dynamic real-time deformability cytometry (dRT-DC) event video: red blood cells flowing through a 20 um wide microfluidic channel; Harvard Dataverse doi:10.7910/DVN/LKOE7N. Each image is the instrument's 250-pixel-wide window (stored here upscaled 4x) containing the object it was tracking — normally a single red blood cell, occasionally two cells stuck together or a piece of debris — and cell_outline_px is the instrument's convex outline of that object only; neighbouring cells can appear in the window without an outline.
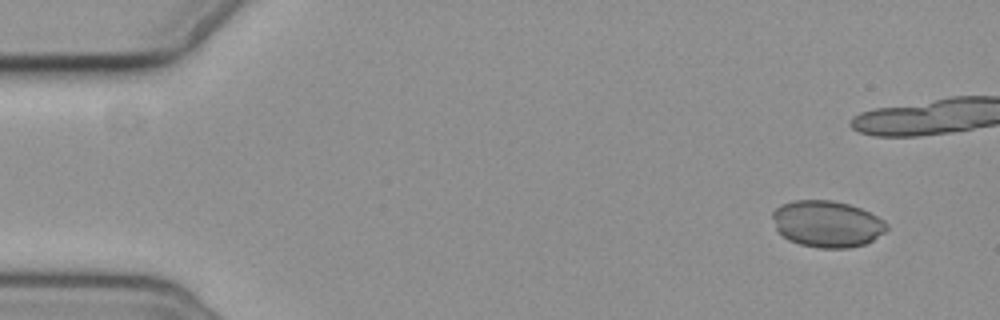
{"species": "common noctule bat (a hibernating species)", "species_latin": "Nyctalus noctula", "temperature_condition": "cold", "stored_images_in_passage": 17, "camera_frame_rate_fps": 3000, "um_per_image_px": 0.085, "animal": {"sex": "female", "body_mass_g": 19.3, "forearm_length_mm": 54.1}, "frame": {"image": 1, "passage_image": 2, "time_ms": 1.0, "image_size_px": [1000, 320], "cell_outline_px": [[888, 228], [884, 232], [872, 240], [864, 244], [848, 248], [816, 248], [800, 244], [788, 240], [776, 228], [772, 216], [772, 212], [780, 204], [792, 200], [832, 200], [848, 204], [860, 208], [884, 220], [888, 224]], "centroid_in_image_um": [70.28, 19.02], "position_along_channel_um": 14.7, "area_um2": 30.92}}
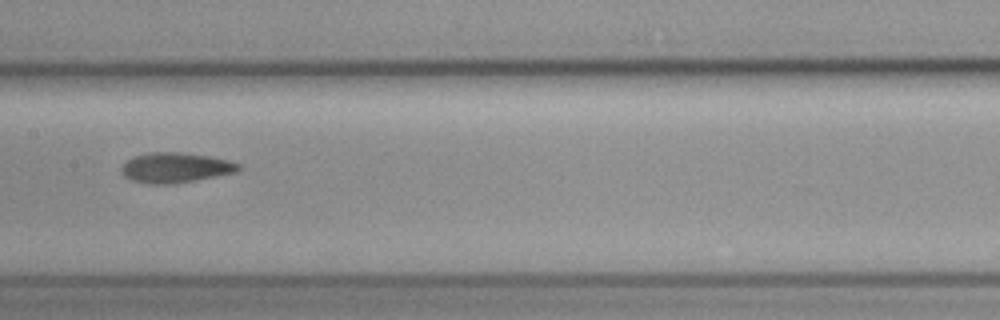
{"frame": {"image": 2, "passage_image": 10, "time_ms": 11.333, "image_size_px": [1000, 320], "cell_outline_px": [[240, 168], [236, 172], [196, 180], [172, 184], [148, 184], [132, 180], [124, 176], [120, 172], [120, 168], [128, 160], [136, 156], [152, 152], [180, 152], [208, 156], [228, 160], [240, 164]], "centroid_in_image_um": [14.9, 14.26], "position_along_channel_um": 192.5, "area_um2": 20.4}}
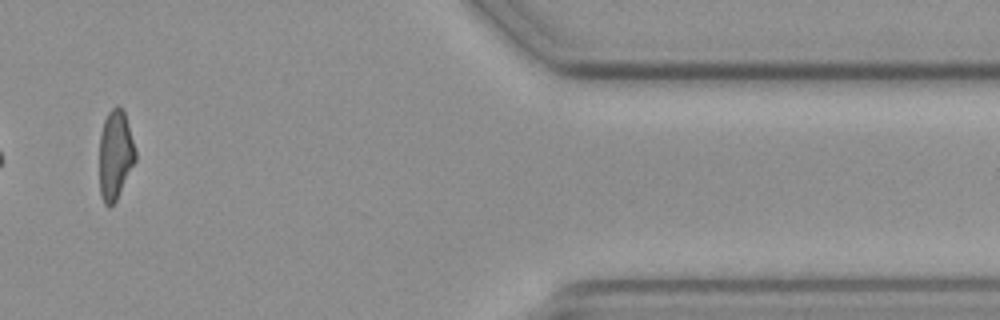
{"frame": {"image": 3, "passage_image": 16, "time_ms": 18.333, "image_size_px": [1000, 320], "cell_outline_px": [[136, 160], [116, 200], [108, 208], [104, 204], [100, 196], [100, 132], [104, 120], [108, 112], [116, 104], [120, 104], [124, 112], [136, 152]], "centroid_in_image_um": [9.79, 13.15], "position_along_channel_um": 401.6, "area_um2": 18.73}, "authors_computed_cell_mechanics": {"area_um2": 20.4034, "velocity_mm_per_s": 3.6153, "shape_relaxation_time_tau1_ms": null, "shape_relaxation_time_tau2_ms": 6.6034, "deformation_change_tau1": null, "deformation_change_tau2": 0.1081}}